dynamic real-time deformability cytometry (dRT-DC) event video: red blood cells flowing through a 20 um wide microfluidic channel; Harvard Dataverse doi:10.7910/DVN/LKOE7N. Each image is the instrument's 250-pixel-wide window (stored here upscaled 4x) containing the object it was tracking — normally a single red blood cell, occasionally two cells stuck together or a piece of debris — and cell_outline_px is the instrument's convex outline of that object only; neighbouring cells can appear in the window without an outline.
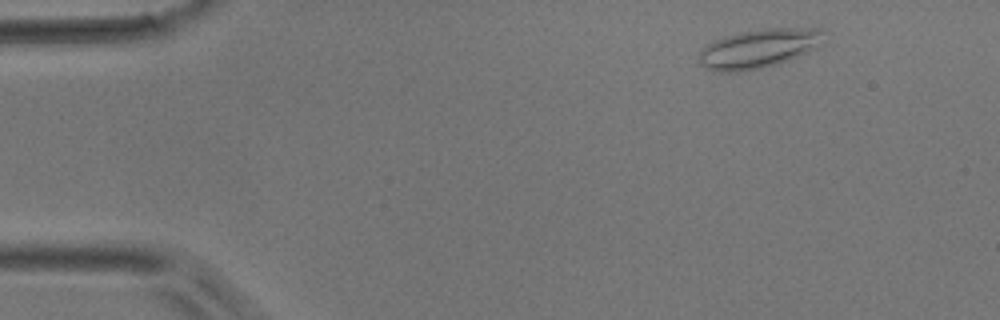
{"species": "common noctule bat (a hibernating species)", "species_latin": "Nyctalus noctula", "temperature_condition": "room temperature", "stored_images_in_passage": 47, "camera_frame_rate_fps": 3000, "um_per_image_px": 0.085, "animal": {"sex": "male", "body_mass_g": 17.9}, "frame": {"image": 1, "passage_image": 4, "time_ms": 1.0, "image_size_px": [1000, 320], "cell_outline_px": [[820, 32], [816, 48], [776, 64], [760, 68], [732, 72], [720, 72], [704, 68], [700, 64], [700, 48], [716, 40], [740, 32], [768, 28], [820, 28]], "centroid_in_image_um": [64.39, 4.13], "position_along_channel_um": 20.6, "area_um2": 27.46}}
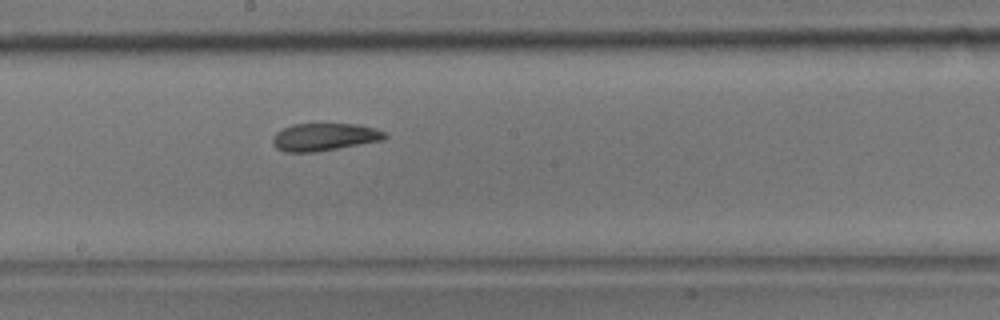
{"frame": {"image": 2, "passage_image": 25, "time_ms": 8.0, "image_size_px": [1000, 320], "cell_outline_px": [[388, 136], [384, 140], [312, 152], [284, 152], [276, 148], [272, 144], [272, 136], [276, 132], [292, 124], [360, 124], [384, 132]], "centroid_in_image_um": [27.53, 11.64], "position_along_channel_um": 220.7, "area_um2": 17.92}}
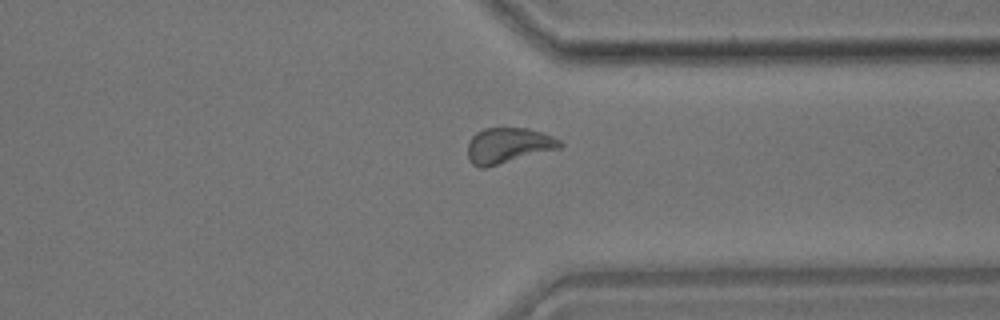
{"frame": {"image": 3, "passage_image": 36, "time_ms": 11.667, "image_size_px": [1000, 320], "cell_outline_px": [[564, 144], [560, 148], [484, 168], [480, 168], [472, 164], [468, 160], [468, 140], [476, 132], [484, 128], [528, 128], [552, 136], [560, 140]], "centroid_in_image_um": [43.17, 12.36], "position_along_channel_um": 368.2, "area_um2": 19.07}}